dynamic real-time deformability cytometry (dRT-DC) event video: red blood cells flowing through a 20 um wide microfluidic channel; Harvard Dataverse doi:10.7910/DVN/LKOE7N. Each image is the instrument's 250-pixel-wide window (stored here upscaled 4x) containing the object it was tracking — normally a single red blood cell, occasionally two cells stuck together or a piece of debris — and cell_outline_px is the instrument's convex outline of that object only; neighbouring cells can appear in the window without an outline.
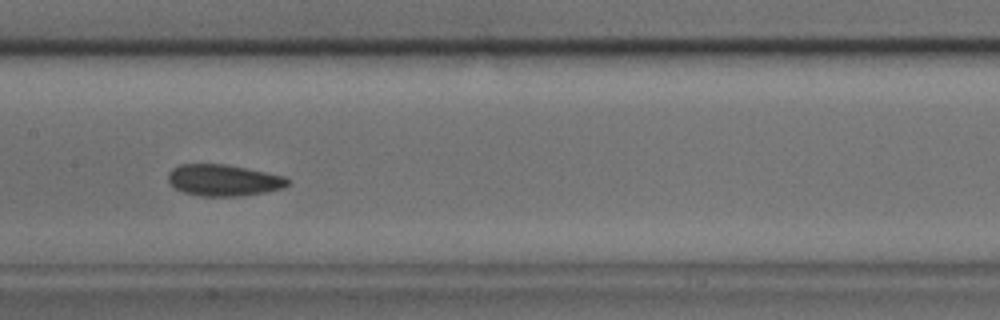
{"species": "common noctule bat (a hibernating species)", "species_latin": "Nyctalus noctula", "temperature_condition": "cold", "stored_images_in_passage": 41, "camera_frame_rate_fps": 3000, "um_per_image_px": 0.085, "animal": {"sex": "male", "body_mass_g": 17.9, "forearm_length_mm": 54.2}, "frame": {"image": 1, "passage_image": 18, "time_ms": 5.667, "image_size_px": [1000, 320], "cell_outline_px": [[292, 180], [284, 188], [268, 192], [240, 196], [200, 196], [184, 192], [176, 188], [168, 180], [168, 172], [172, 168], [180, 164], [224, 164], [284, 176]], "centroid_in_image_um": [19.02, 15.32], "position_along_channel_um": 188.4, "area_um2": 21.91}}
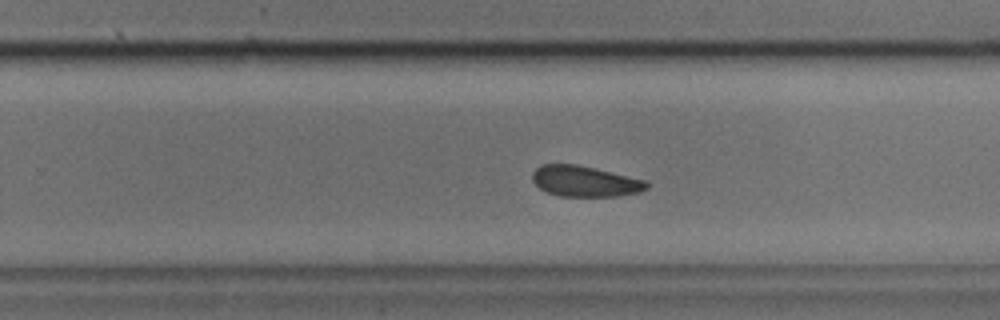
{"frame": {"image": 2, "passage_image": 24, "time_ms": 7.667, "image_size_px": [1000, 320], "cell_outline_px": [[648, 188], [640, 192], [616, 196], [560, 196], [544, 192], [532, 180], [532, 172], [540, 164], [576, 164], [596, 168], [644, 180], [648, 184]], "centroid_in_image_um": [49.67, 15.4], "position_along_channel_um": 280.1, "area_um2": 20.52}}